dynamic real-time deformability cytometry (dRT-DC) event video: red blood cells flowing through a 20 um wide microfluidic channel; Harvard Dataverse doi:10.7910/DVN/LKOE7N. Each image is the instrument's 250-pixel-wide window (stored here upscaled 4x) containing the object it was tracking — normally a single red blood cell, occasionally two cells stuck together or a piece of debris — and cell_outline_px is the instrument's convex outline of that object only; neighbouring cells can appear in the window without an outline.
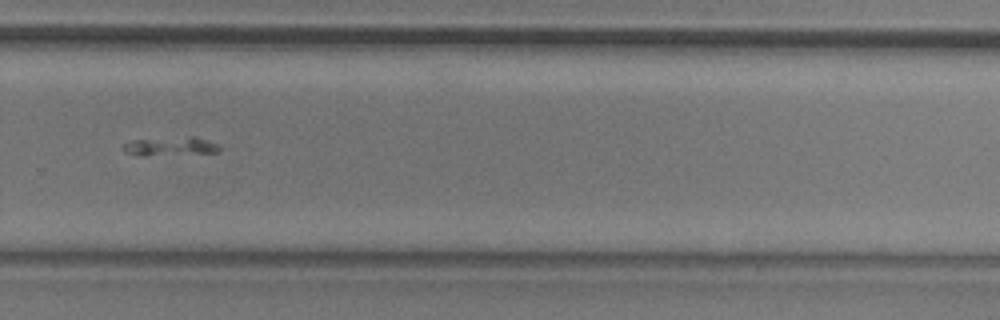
{"species": "common noctule bat (a hibernating species)", "species_latin": "Nyctalus noctula", "temperature_condition": "room temperature", "stored_images_in_passage": 33, "camera_frame_rate_fps": 3000, "um_per_image_px": 0.085, "animal": {"sex": "male", "body_mass_g": 20.5, "forearm_length_mm": 52.5}, "frame": {"image": 1, "passage_image": 22, "time_ms": 7.0, "image_size_px": [1000, 320], "cell_outline_px": [[220, 148], [216, 152], [148, 156], [144, 156], [124, 152], [120, 148], [124, 144], [132, 140], [188, 136], [192, 136], [208, 140], [216, 144]], "centroid_in_image_um": [14.42, 12.44], "position_along_channel_um": 315.4, "area_um2": 10.52}}